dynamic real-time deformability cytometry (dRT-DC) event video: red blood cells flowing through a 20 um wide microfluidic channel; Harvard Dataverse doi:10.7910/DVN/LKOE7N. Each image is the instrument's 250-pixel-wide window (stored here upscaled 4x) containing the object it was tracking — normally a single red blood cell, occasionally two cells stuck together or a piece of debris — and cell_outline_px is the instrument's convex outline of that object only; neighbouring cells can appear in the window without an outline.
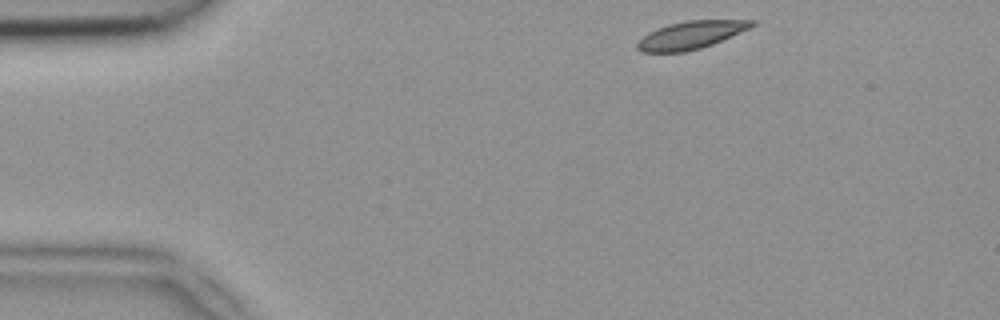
{"species": "common noctule bat (a hibernating species)", "species_latin": "Nyctalus noctula", "temperature_condition": "room temperature", "stored_images_in_passage": 43, "camera_frame_rate_fps": 3000, "um_per_image_px": 0.085, "animal": {"sex": "female", "body_mass_g": 18.4}, "frame": {"image": 1, "passage_image": 1, "time_ms": 0.0, "image_size_px": [1000, 320], "cell_outline_px": [[756, 24], [748, 28], [712, 44], [700, 48], [684, 52], [640, 52], [636, 48], [636, 44], [648, 32], [656, 28], [668, 24], [684, 20], [756, 20]], "centroid_in_image_um": [58.67, 2.97], "position_along_channel_um": 26.3, "area_um2": 18.38}}
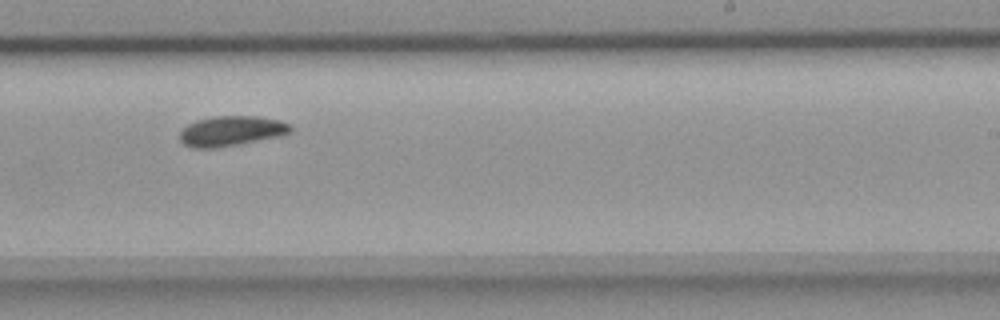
{"frame": {"image": 2, "passage_image": 24, "time_ms": 7.667, "image_size_px": [1000, 320], "cell_outline_px": [[292, 132], [280, 136], [240, 144], [212, 148], [192, 148], [184, 144], [180, 140], [180, 132], [188, 124], [196, 120], [212, 116], [256, 116], [280, 120], [292, 124]], "centroid_in_image_um": [19.69, 11.13], "position_along_channel_um": 269.3, "area_um2": 19.54}}
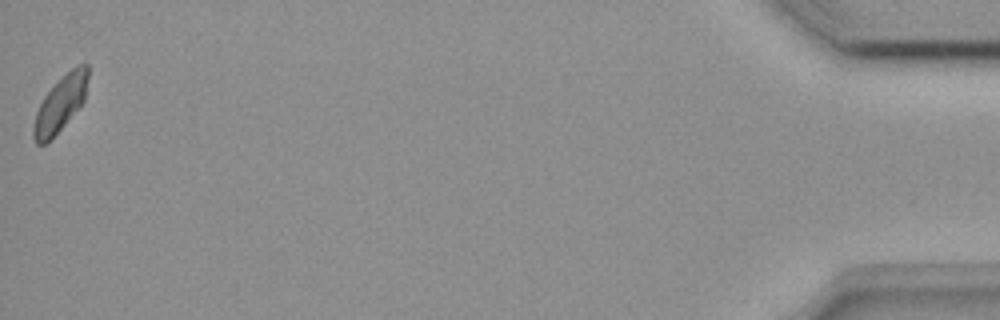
{"frame": {"image": 3, "passage_image": 43, "time_ms": 14.0, "image_size_px": [1000, 320], "cell_outline_px": [[88, 76], [84, 100], [48, 144], [36, 144], [32, 136], [32, 128], [36, 112], [44, 96], [72, 68], [80, 64], [88, 64]], "centroid_in_image_um": [5.1, 8.88], "position_along_channel_um": 430.1, "area_um2": 17.22}}